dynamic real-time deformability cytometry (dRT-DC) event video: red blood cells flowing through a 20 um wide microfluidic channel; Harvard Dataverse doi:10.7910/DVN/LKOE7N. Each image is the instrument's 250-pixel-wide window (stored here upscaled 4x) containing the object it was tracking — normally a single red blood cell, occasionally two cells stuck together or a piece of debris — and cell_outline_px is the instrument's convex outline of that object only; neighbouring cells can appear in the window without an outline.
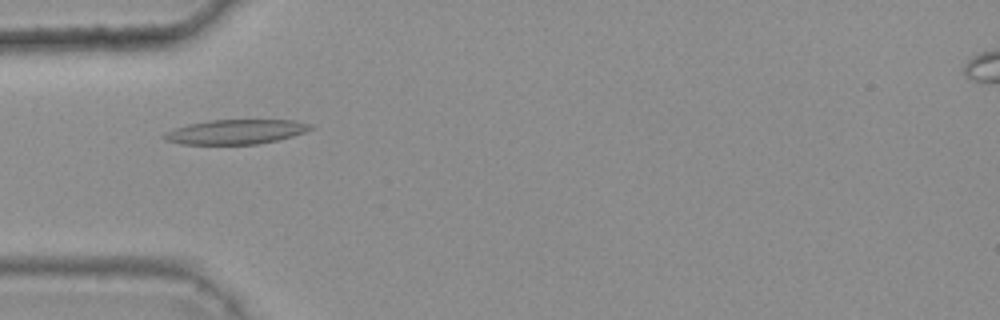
{"species": "common noctule bat (a hibernating species)", "species_latin": "Nyctalus noctula", "temperature_condition": "warm", "stored_images_in_passage": 43, "camera_frame_rate_fps": 3000, "um_per_image_px": 0.085, "animal": {"sex": "female", "body_mass_g": 25.1}, "frame": {"image": 1, "passage_image": 17, "time_ms": 5.333, "image_size_px": [1000, 320], "cell_outline_px": [[316, 128], [292, 136], [276, 140], [256, 144], [180, 144], [164, 140], [160, 136], [176, 128], [188, 124], [208, 120], [296, 120], [312, 124]], "centroid_in_image_um": [20.06, 11.2], "position_along_channel_um": 64.9, "area_um2": 20.98}}
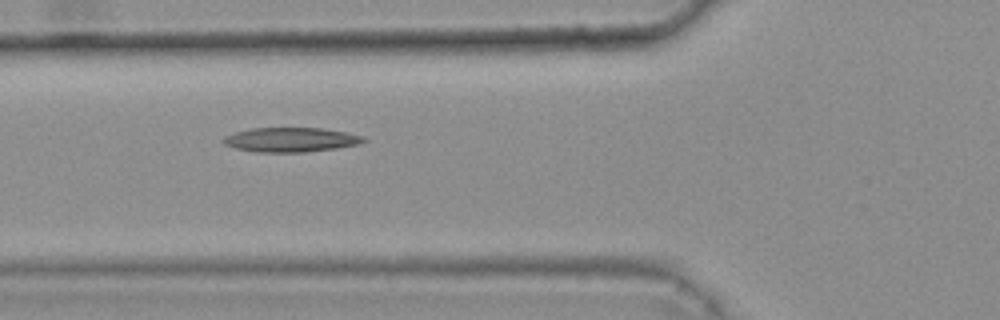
{"frame": {"image": 2, "passage_image": 20, "time_ms": 6.333, "image_size_px": [1000, 320], "cell_outline_px": [[368, 140], [356, 144], [336, 148], [304, 152], [256, 152], [236, 148], [224, 144], [220, 140], [224, 136], [236, 132], [252, 128], [324, 128], [348, 132], [364, 136]], "centroid_in_image_um": [24.72, 11.87], "position_along_channel_um": 101.1, "area_um2": 20.0}}
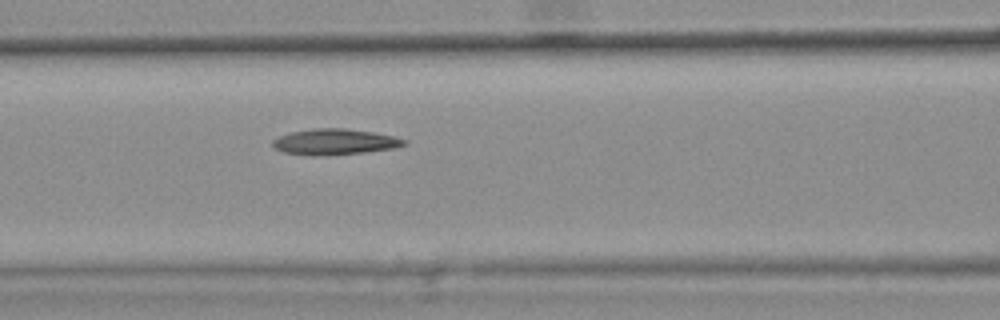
{"frame": {"image": 3, "passage_image": 23, "time_ms": 7.333, "image_size_px": [1000, 320], "cell_outline_px": [[408, 144], [392, 148], [364, 152], [324, 156], [312, 156], [284, 152], [276, 148], [272, 144], [272, 140], [288, 132], [312, 128], [344, 128], [372, 132], [392, 136], [408, 140]], "centroid_in_image_um": [28.43, 12.05], "position_along_channel_um": 138.2, "area_um2": 19.83}}